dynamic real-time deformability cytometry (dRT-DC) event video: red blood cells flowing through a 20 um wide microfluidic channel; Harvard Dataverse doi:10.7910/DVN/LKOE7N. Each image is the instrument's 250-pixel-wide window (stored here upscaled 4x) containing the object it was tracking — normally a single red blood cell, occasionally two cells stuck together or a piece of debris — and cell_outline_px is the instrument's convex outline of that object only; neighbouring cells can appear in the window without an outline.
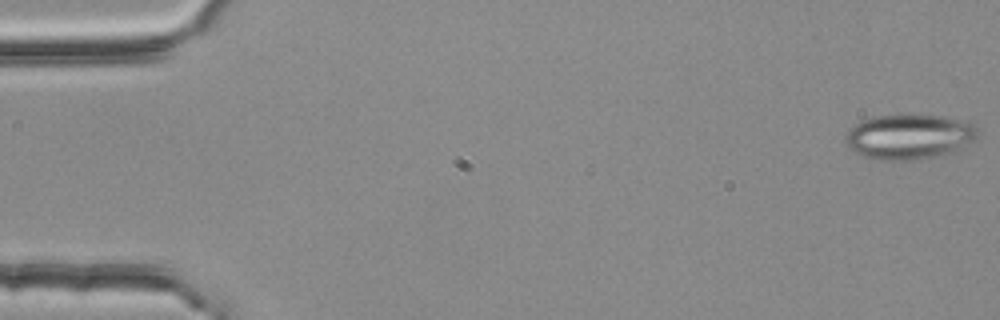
{"species": "common noctule bat (a hibernating species)", "species_latin": "Nyctalus noctula", "temperature_condition": "room temperature", "stored_images_in_passage": 55, "segment_of_instrument_passage": [1, 2], "camera_frame_rate_fps": 3000, "um_per_image_px": 0.085, "animal": {"sex": "female", "body_mass_g": 25.1}, "frame": {"image": 1, "passage_image": 1, "time_ms": 0.0, "image_size_px": [1000, 320], "cell_outline_px": [[980, 128], [976, 140], [956, 152], [908, 160], [876, 160], [864, 156], [848, 148], [844, 140], [844, 136], [860, 120], [876, 116], [940, 116], [968, 120], [976, 124]], "centroid_in_image_um": [77.34, 11.62], "position_along_channel_um": 7.7, "area_um2": 34.85}}
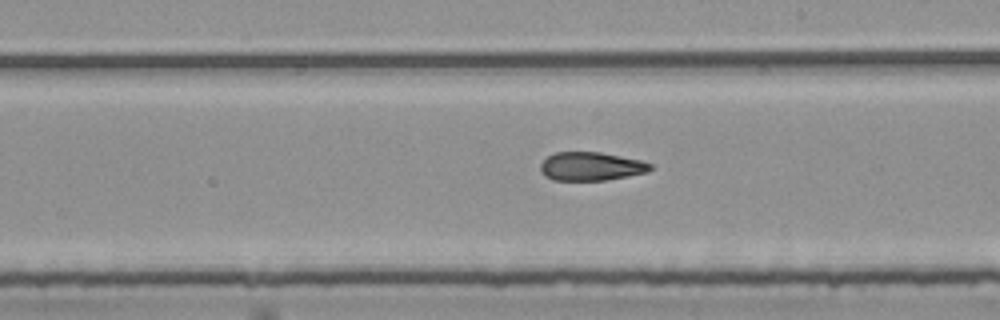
{"frame": {"image": 2, "passage_image": 31, "time_ms": 10.0, "image_size_px": [1000, 320], "cell_outline_px": [[652, 168], [648, 172], [604, 180], [552, 180], [544, 176], [540, 172], [540, 164], [548, 156], [556, 152], [600, 152], [640, 160], [652, 164]], "centroid_in_image_um": [50.2, 14.14], "position_along_channel_um": 238.8, "area_um2": 18.21}}
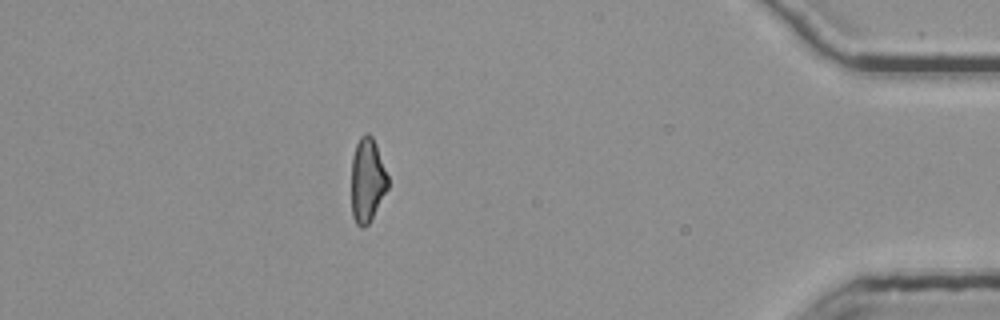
{"frame": {"image": 3, "passage_image": 48, "time_ms": 15.667, "image_size_px": [1000, 320], "cell_outline_px": [[388, 188], [368, 224], [364, 228], [360, 228], [356, 224], [352, 216], [352, 156], [356, 144], [360, 136], [368, 132], [372, 136], [376, 144], [388, 176]], "centroid_in_image_um": [31.21, 15.31], "position_along_channel_um": 404.0, "area_um2": 17.86}}